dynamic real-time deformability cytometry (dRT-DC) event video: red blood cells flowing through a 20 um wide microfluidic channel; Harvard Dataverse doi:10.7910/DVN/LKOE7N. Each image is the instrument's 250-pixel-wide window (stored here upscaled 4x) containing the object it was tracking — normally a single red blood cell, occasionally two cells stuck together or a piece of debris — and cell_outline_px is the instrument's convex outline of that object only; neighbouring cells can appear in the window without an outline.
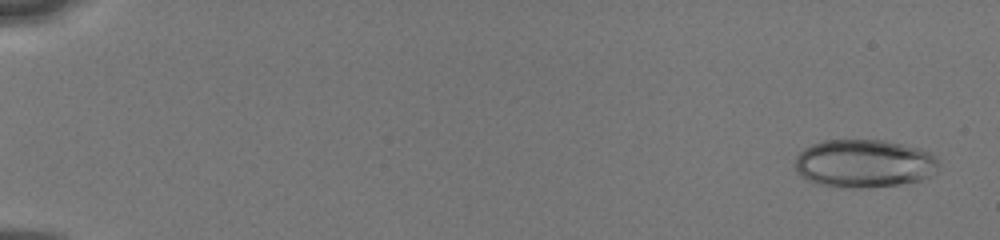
{"species": "human", "species_latin": "Homo sapiens", "temperature_condition": "cold", "stored_images_in_passage": 21, "camera_frame_rate_fps": 3000, "um_per_image_px": 0.085, "donor": {"sex": "male"}, "frame": {"image": 1, "passage_image": 1, "time_ms": 0.0, "image_size_px": [1000, 240], "cell_outline_px": [[940, 160], [936, 172], [920, 180], [896, 184], [868, 188], [844, 188], [820, 184], [808, 180], [800, 176], [796, 172], [796, 156], [804, 148], [812, 144], [824, 140], [884, 140], [916, 148], [928, 152], [936, 156]], "centroid_in_image_um": [73.43, 13.9], "position_along_channel_um": 11.6, "area_um2": 40.29}}